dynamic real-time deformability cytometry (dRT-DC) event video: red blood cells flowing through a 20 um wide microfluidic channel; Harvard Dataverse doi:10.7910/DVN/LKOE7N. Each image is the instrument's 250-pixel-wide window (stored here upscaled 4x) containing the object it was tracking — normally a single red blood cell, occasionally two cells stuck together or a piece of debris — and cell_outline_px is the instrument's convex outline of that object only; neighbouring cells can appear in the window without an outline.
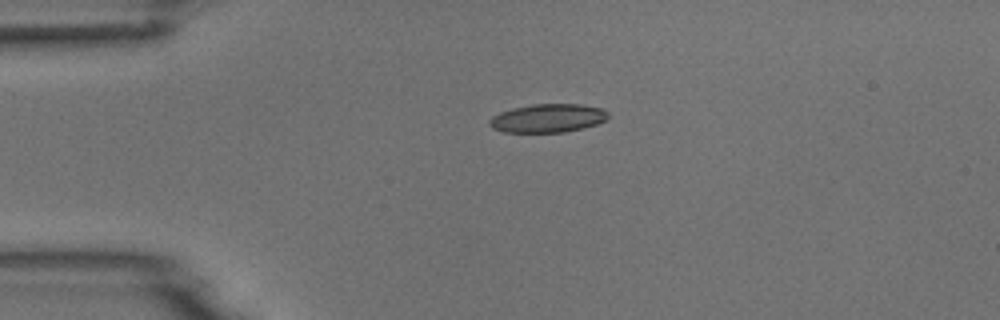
{"species": "common noctule bat (a hibernating species)", "species_latin": "Nyctalus noctula", "temperature_condition": "room temperature", "stored_images_in_passage": 3, "camera_frame_rate_fps": 3000, "um_per_image_px": 0.085, "animal": {"sex": "male", "body_mass_g": 18.8}, "frame": {"image": 1, "passage_image": 1, "time_ms": 0.0, "image_size_px": [1000, 320], "cell_outline_px": [[608, 120], [584, 128], [564, 132], [504, 132], [492, 128], [488, 124], [488, 120], [492, 116], [500, 112], [512, 108], [532, 104], [580, 104], [604, 108], [608, 112]], "centroid_in_image_um": [46.58, 10.04], "position_along_channel_um": 38.4, "area_um2": 19.94}}